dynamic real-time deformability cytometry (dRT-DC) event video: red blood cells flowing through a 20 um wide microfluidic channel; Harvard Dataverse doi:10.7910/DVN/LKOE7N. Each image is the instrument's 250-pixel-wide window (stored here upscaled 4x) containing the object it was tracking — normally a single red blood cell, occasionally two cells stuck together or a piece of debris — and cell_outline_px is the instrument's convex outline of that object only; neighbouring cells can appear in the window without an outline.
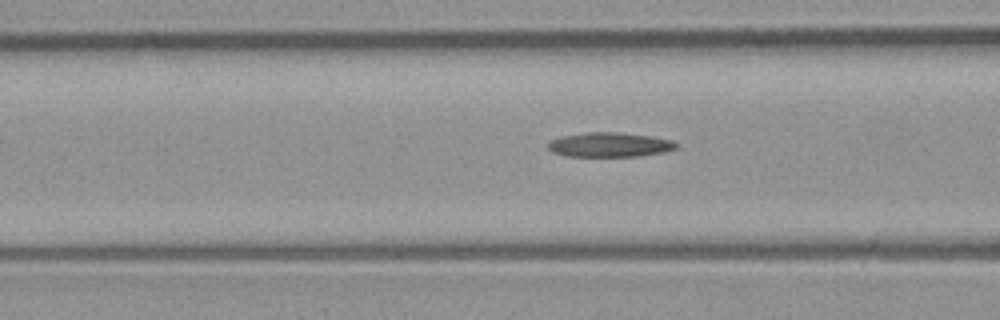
{"species": "common noctule bat (a hibernating species)", "species_latin": "Nyctalus noctula", "temperature_condition": "room temperature", "stored_images_in_passage": 17, "camera_frame_rate_fps": 3000, "um_per_image_px": 0.085, "animal": {"sex": "male", "body_mass_g": 23.1, "forearm_length_mm": 52.7}, "frame": {"image": 1, "passage_image": 12, "time_ms": 3.667, "image_size_px": [1000, 320], "cell_outline_px": [[676, 148], [664, 152], [640, 156], [564, 156], [552, 152], [548, 148], [548, 144], [552, 140], [560, 136], [584, 132], [616, 132], [652, 136], [672, 140], [676, 144]], "centroid_in_image_um": [51.79, 12.3], "position_along_channel_um": 114.8, "area_um2": 18.32}}
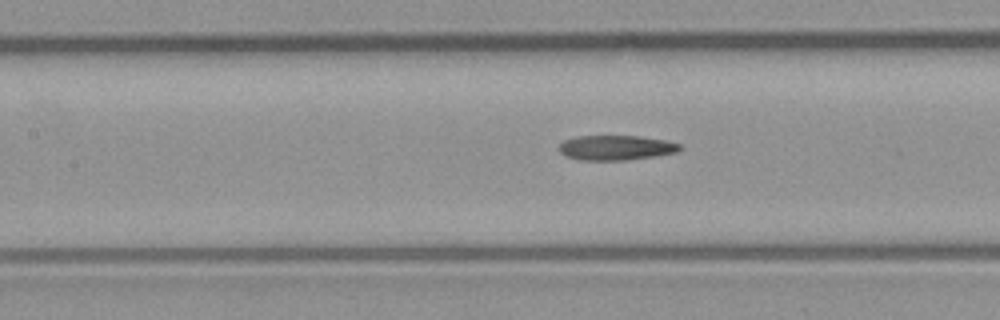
{"frame": {"image": 2, "passage_image": 15, "time_ms": 4.667, "image_size_px": [1000, 320], "cell_outline_px": [[684, 148], [676, 152], [656, 156], [624, 160], [580, 160], [568, 156], [560, 152], [560, 144], [564, 140], [576, 136], [640, 136], [664, 140], [680, 144]], "centroid_in_image_um": [52.38, 12.55], "position_along_channel_um": 155.0, "area_um2": 17.4}}